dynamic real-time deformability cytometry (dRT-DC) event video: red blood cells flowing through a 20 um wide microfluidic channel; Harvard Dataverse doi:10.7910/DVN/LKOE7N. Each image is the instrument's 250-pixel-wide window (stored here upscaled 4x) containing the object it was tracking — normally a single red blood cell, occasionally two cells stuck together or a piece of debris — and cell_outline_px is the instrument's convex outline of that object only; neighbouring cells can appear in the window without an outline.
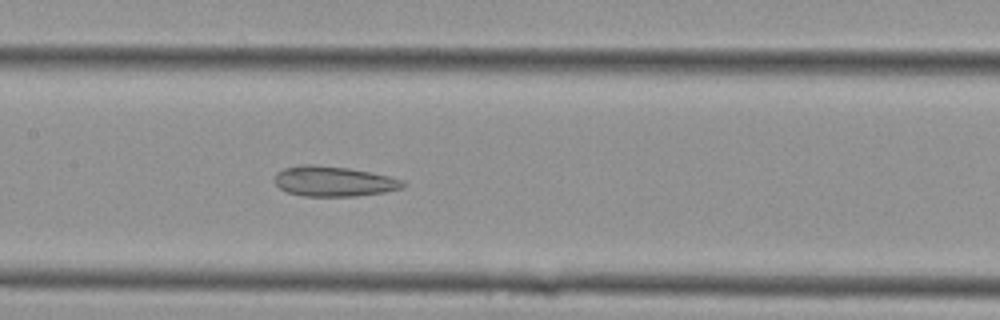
{"species": "Egyptian fruit bat (a non-hibernating species)", "species_latin": "Rousettus aegyptiacus", "temperature_condition": "cold", "stored_images_in_passage": 6, "camera_frame_rate_fps": 3000, "um_per_image_px": 0.085, "animal": {"sex": "female"}, "frame": {"image": 1, "passage_image": 6, "time_ms": 1.667, "image_size_px": [1000, 320], "cell_outline_px": [[408, 184], [404, 188], [384, 192], [356, 196], [304, 196], [288, 192], [280, 188], [276, 184], [276, 172], [284, 168], [300, 164], [312, 164], [348, 168], [388, 176], [404, 180]], "centroid_in_image_um": [28.39, 15.41], "position_along_channel_um": 179.0, "area_um2": 22.54}}